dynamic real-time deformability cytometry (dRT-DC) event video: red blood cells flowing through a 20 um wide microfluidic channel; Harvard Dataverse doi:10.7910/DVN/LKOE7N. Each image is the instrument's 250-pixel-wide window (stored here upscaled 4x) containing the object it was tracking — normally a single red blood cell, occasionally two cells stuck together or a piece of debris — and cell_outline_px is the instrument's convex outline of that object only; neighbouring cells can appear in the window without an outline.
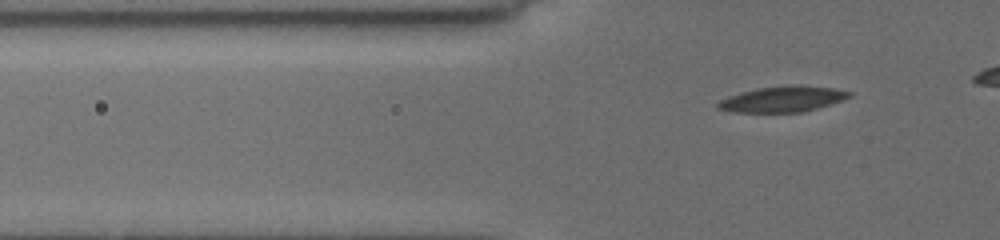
{"species": "common noctule bat (a hibernating species)", "species_latin": "Nyctalus noctula", "temperature_condition": "cold", "stored_images_in_passage": 34, "camera_frame_rate_fps": 3000, "um_per_image_px": 0.085, "animal": {"sex": "female", "body_mass_g": 19.5, "forearm_length_mm": 54.1}, "frame": {"image": 1, "passage_image": 3, "time_ms": 0.667, "image_size_px": [1000, 240], "cell_outline_px": [[852, 96], [804, 112], [732, 112], [716, 108], [716, 104], [720, 100], [728, 96], [756, 88], [788, 84], [836, 88], [852, 92]], "centroid_in_image_um": [66.49, 8.41], "position_along_channel_um": 59.3, "area_um2": 19.71}}
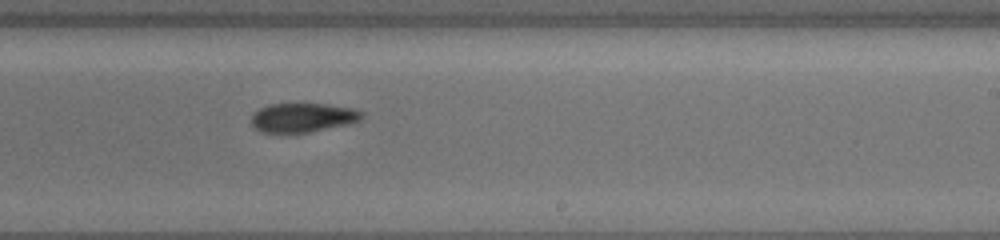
{"frame": {"image": 2, "passage_image": 20, "time_ms": 6.333, "image_size_px": [1000, 240], "cell_outline_px": [[364, 116], [360, 120], [344, 124], [308, 132], [260, 132], [252, 124], [252, 112], [268, 104], [328, 104], [352, 108], [364, 112]], "centroid_in_image_um": [25.71, 9.97], "position_along_channel_um": 263.3, "area_um2": 18.5}}
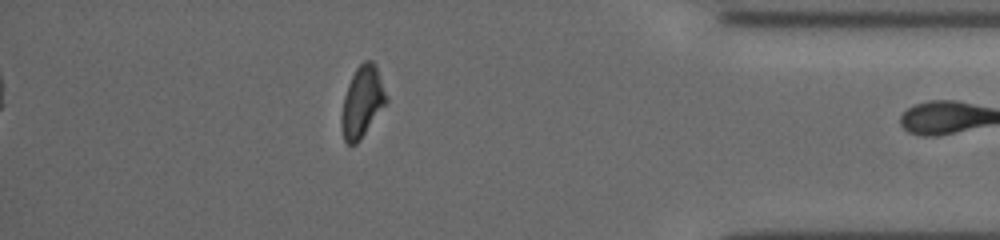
{"frame": {"image": 3, "passage_image": 33, "time_ms": 10.667, "image_size_px": [1000, 240], "cell_outline_px": [[388, 100], [360, 140], [356, 144], [348, 144], [344, 140], [340, 124], [340, 116], [344, 96], [348, 84], [356, 68], [364, 60], [372, 60], [376, 64]], "centroid_in_image_um": [30.76, 8.65], "position_along_channel_um": 404.4, "area_um2": 18.5}}